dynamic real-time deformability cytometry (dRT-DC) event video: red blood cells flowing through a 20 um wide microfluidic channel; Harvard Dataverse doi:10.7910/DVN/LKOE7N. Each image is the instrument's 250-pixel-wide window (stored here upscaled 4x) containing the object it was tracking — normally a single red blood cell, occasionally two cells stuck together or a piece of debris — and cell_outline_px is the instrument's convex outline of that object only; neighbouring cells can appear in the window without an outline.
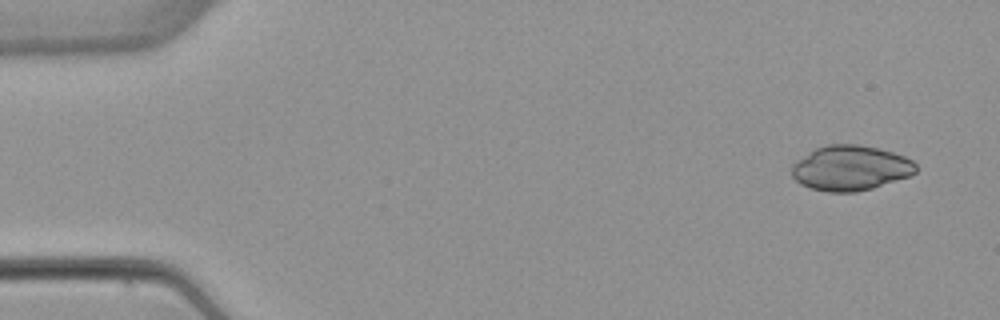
{"species": "common noctule bat (a hibernating species)", "species_latin": "Nyctalus noctula", "temperature_condition": "warm", "stored_images_in_passage": 4, "camera_frame_rate_fps": 3000, "um_per_image_px": 0.085, "animal": {"sex": "female", "body_mass_g": 22.7, "forearm_length_mm": 54.2}, "frame": {"image": 1, "passage_image": 1, "time_ms": 0.0, "image_size_px": [1000, 320], "cell_outline_px": [[916, 172], [908, 176], [872, 188], [856, 192], [828, 192], [812, 188], [800, 184], [792, 176], [792, 164], [796, 160], [808, 152], [816, 148], [828, 144], [860, 144], [880, 148], [904, 156], [912, 160], [916, 164]], "centroid_in_image_um": [72.27, 14.27], "position_along_channel_um": 12.7, "area_um2": 32.6}}